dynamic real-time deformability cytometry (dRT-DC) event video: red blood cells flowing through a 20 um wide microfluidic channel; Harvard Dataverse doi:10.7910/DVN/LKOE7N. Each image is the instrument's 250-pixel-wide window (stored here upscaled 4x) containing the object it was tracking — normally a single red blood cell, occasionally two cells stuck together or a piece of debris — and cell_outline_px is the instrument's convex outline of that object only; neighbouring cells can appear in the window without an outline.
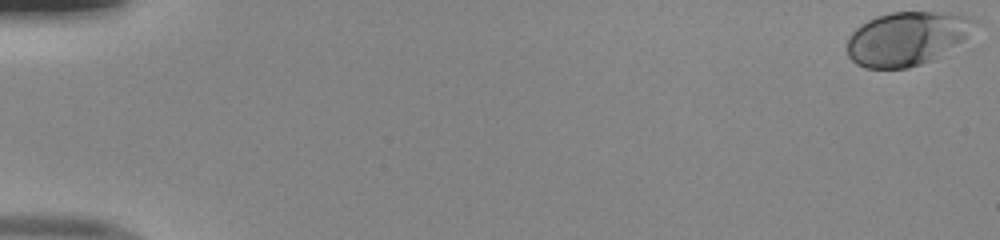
{"species": "human", "species_latin": "Homo sapiens", "temperature_condition": "room temperature", "stored_images_in_passage": 52, "camera_frame_rate_fps": 3000, "um_per_image_px": 0.085, "donor": {"sex": "male"}, "frame": {"image": 1, "passage_image": 1, "time_ms": 0.0, "image_size_px": [1000, 240], "cell_outline_px": [[976, 20], [964, 36], [960, 40], [932, 60], [908, 68], [864, 68], [856, 64], [848, 56], [848, 36], [860, 24], [876, 16], [892, 12], [948, 12], [964, 16]], "centroid_in_image_um": [76.97, 3.27], "position_along_channel_um": 8.0, "area_um2": 39.07}}
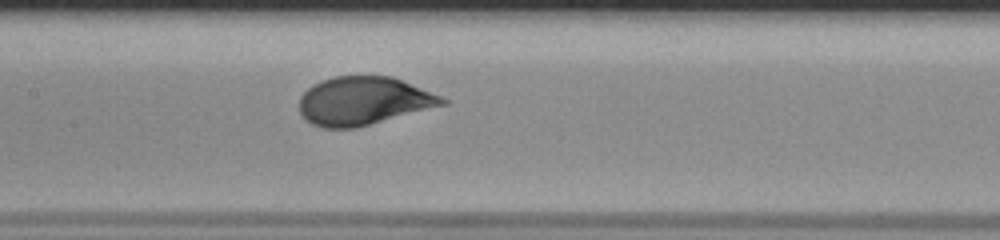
{"frame": {"image": 2, "passage_image": 27, "time_ms": 8.667, "image_size_px": [1000, 240], "cell_outline_px": [[448, 104], [356, 128], [324, 128], [312, 124], [300, 112], [300, 96], [312, 84], [320, 80], [332, 76], [392, 76], [440, 96], [448, 100]], "centroid_in_image_um": [30.89, 8.58], "position_along_channel_um": 176.5, "area_um2": 40.11}}
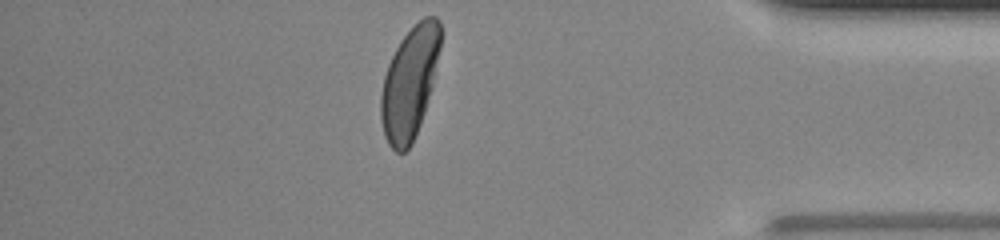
{"frame": {"image": 3, "passage_image": 46, "time_ms": 15.0, "image_size_px": [1000, 240], "cell_outline_px": [[444, 32], [432, 88], [420, 124], [412, 144], [404, 152], [396, 152], [388, 144], [384, 136], [380, 120], [380, 96], [384, 76], [388, 64], [400, 40], [424, 16], [436, 16], [440, 20]], "centroid_in_image_um": [34.84, 7.01], "position_along_channel_um": 400.4, "area_um2": 39.25}, "authors_computed_cell_mechanics": {"area_um2": 39.3907, "velocity_mm_per_s": 3.9828, "shape_relaxation_time_tau1_ms": 2.78, "shape_relaxation_time_tau2_ms": null, "deformation_change_tau1": 0.1572, "deformation_change_tau2": null}}